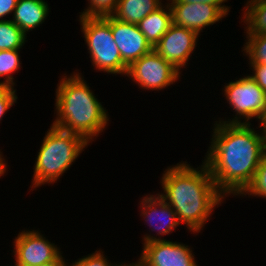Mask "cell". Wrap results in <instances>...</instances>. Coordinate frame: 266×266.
I'll return each mask as SVG.
<instances>
[{
    "mask_svg": "<svg viewBox=\"0 0 266 266\" xmlns=\"http://www.w3.org/2000/svg\"><path fill=\"white\" fill-rule=\"evenodd\" d=\"M213 127L211 145L203 161L215 186L225 197L241 196L251 184L266 153L262 126L259 123L261 128L258 133L251 128V123L215 121Z\"/></svg>",
    "mask_w": 266,
    "mask_h": 266,
    "instance_id": "1",
    "label": "cell"
},
{
    "mask_svg": "<svg viewBox=\"0 0 266 266\" xmlns=\"http://www.w3.org/2000/svg\"><path fill=\"white\" fill-rule=\"evenodd\" d=\"M198 168L186 161L167 167L160 180L163 193H157L176 212L179 222L186 224L193 234L203 230L225 197L215 186L206 163L202 161Z\"/></svg>",
    "mask_w": 266,
    "mask_h": 266,
    "instance_id": "2",
    "label": "cell"
},
{
    "mask_svg": "<svg viewBox=\"0 0 266 266\" xmlns=\"http://www.w3.org/2000/svg\"><path fill=\"white\" fill-rule=\"evenodd\" d=\"M81 74L77 71L62 76L57 84L56 117L51 125L92 143L109 125V116Z\"/></svg>",
    "mask_w": 266,
    "mask_h": 266,
    "instance_id": "3",
    "label": "cell"
},
{
    "mask_svg": "<svg viewBox=\"0 0 266 266\" xmlns=\"http://www.w3.org/2000/svg\"><path fill=\"white\" fill-rule=\"evenodd\" d=\"M88 145L80 135L51 125L37 154L30 188L56 183Z\"/></svg>",
    "mask_w": 266,
    "mask_h": 266,
    "instance_id": "4",
    "label": "cell"
},
{
    "mask_svg": "<svg viewBox=\"0 0 266 266\" xmlns=\"http://www.w3.org/2000/svg\"><path fill=\"white\" fill-rule=\"evenodd\" d=\"M81 32L87 44L90 61L96 70L126 75L128 66L122 61L111 32V16L79 17Z\"/></svg>",
    "mask_w": 266,
    "mask_h": 266,
    "instance_id": "5",
    "label": "cell"
},
{
    "mask_svg": "<svg viewBox=\"0 0 266 266\" xmlns=\"http://www.w3.org/2000/svg\"><path fill=\"white\" fill-rule=\"evenodd\" d=\"M224 95L234 112V118H225L218 122L250 124V120L257 118L260 124L266 118V93L255 80L248 75L224 85ZM243 121H242V120Z\"/></svg>",
    "mask_w": 266,
    "mask_h": 266,
    "instance_id": "6",
    "label": "cell"
},
{
    "mask_svg": "<svg viewBox=\"0 0 266 266\" xmlns=\"http://www.w3.org/2000/svg\"><path fill=\"white\" fill-rule=\"evenodd\" d=\"M181 72L167 62L154 49L132 62L125 76L143 90L159 91L180 79Z\"/></svg>",
    "mask_w": 266,
    "mask_h": 266,
    "instance_id": "7",
    "label": "cell"
},
{
    "mask_svg": "<svg viewBox=\"0 0 266 266\" xmlns=\"http://www.w3.org/2000/svg\"><path fill=\"white\" fill-rule=\"evenodd\" d=\"M14 258L18 266H37L46 263H65L60 248L46 239L41 231L23 230L14 239Z\"/></svg>",
    "mask_w": 266,
    "mask_h": 266,
    "instance_id": "8",
    "label": "cell"
},
{
    "mask_svg": "<svg viewBox=\"0 0 266 266\" xmlns=\"http://www.w3.org/2000/svg\"><path fill=\"white\" fill-rule=\"evenodd\" d=\"M198 37L196 32L172 24L153 49L180 71L192 57Z\"/></svg>",
    "mask_w": 266,
    "mask_h": 266,
    "instance_id": "9",
    "label": "cell"
},
{
    "mask_svg": "<svg viewBox=\"0 0 266 266\" xmlns=\"http://www.w3.org/2000/svg\"><path fill=\"white\" fill-rule=\"evenodd\" d=\"M140 266H199L192 249L183 243L169 240L153 241L142 246Z\"/></svg>",
    "mask_w": 266,
    "mask_h": 266,
    "instance_id": "10",
    "label": "cell"
},
{
    "mask_svg": "<svg viewBox=\"0 0 266 266\" xmlns=\"http://www.w3.org/2000/svg\"><path fill=\"white\" fill-rule=\"evenodd\" d=\"M148 195H145L140 201V216L144 218L147 224L150 223L148 225L149 229H151V232L155 231L157 235L146 233L142 244L166 240L164 238L161 239V236L169 235L180 225L176 212L164 199L158 194Z\"/></svg>",
    "mask_w": 266,
    "mask_h": 266,
    "instance_id": "11",
    "label": "cell"
},
{
    "mask_svg": "<svg viewBox=\"0 0 266 266\" xmlns=\"http://www.w3.org/2000/svg\"><path fill=\"white\" fill-rule=\"evenodd\" d=\"M173 24L190 29L200 35L205 27L226 17L209 3H169Z\"/></svg>",
    "mask_w": 266,
    "mask_h": 266,
    "instance_id": "12",
    "label": "cell"
},
{
    "mask_svg": "<svg viewBox=\"0 0 266 266\" xmlns=\"http://www.w3.org/2000/svg\"><path fill=\"white\" fill-rule=\"evenodd\" d=\"M111 32L127 66L153 50L137 24L125 23L111 16Z\"/></svg>",
    "mask_w": 266,
    "mask_h": 266,
    "instance_id": "13",
    "label": "cell"
},
{
    "mask_svg": "<svg viewBox=\"0 0 266 266\" xmlns=\"http://www.w3.org/2000/svg\"><path fill=\"white\" fill-rule=\"evenodd\" d=\"M49 11L45 0H18L11 21L27 35L30 30L44 23Z\"/></svg>",
    "mask_w": 266,
    "mask_h": 266,
    "instance_id": "14",
    "label": "cell"
},
{
    "mask_svg": "<svg viewBox=\"0 0 266 266\" xmlns=\"http://www.w3.org/2000/svg\"><path fill=\"white\" fill-rule=\"evenodd\" d=\"M165 4V6L162 4L137 24L153 48L173 24L169 2Z\"/></svg>",
    "mask_w": 266,
    "mask_h": 266,
    "instance_id": "15",
    "label": "cell"
},
{
    "mask_svg": "<svg viewBox=\"0 0 266 266\" xmlns=\"http://www.w3.org/2000/svg\"><path fill=\"white\" fill-rule=\"evenodd\" d=\"M162 4V0H119L111 16L125 23L138 24Z\"/></svg>",
    "mask_w": 266,
    "mask_h": 266,
    "instance_id": "16",
    "label": "cell"
},
{
    "mask_svg": "<svg viewBox=\"0 0 266 266\" xmlns=\"http://www.w3.org/2000/svg\"><path fill=\"white\" fill-rule=\"evenodd\" d=\"M245 5L241 18L247 25L244 33L266 34V0H248Z\"/></svg>",
    "mask_w": 266,
    "mask_h": 266,
    "instance_id": "17",
    "label": "cell"
},
{
    "mask_svg": "<svg viewBox=\"0 0 266 266\" xmlns=\"http://www.w3.org/2000/svg\"><path fill=\"white\" fill-rule=\"evenodd\" d=\"M27 35L9 20H0V50H20L27 41Z\"/></svg>",
    "mask_w": 266,
    "mask_h": 266,
    "instance_id": "18",
    "label": "cell"
},
{
    "mask_svg": "<svg viewBox=\"0 0 266 266\" xmlns=\"http://www.w3.org/2000/svg\"><path fill=\"white\" fill-rule=\"evenodd\" d=\"M20 50H0V85L15 86L13 74L21 69Z\"/></svg>",
    "mask_w": 266,
    "mask_h": 266,
    "instance_id": "19",
    "label": "cell"
},
{
    "mask_svg": "<svg viewBox=\"0 0 266 266\" xmlns=\"http://www.w3.org/2000/svg\"><path fill=\"white\" fill-rule=\"evenodd\" d=\"M246 38L242 49L249 58V64L266 65V34H246Z\"/></svg>",
    "mask_w": 266,
    "mask_h": 266,
    "instance_id": "20",
    "label": "cell"
},
{
    "mask_svg": "<svg viewBox=\"0 0 266 266\" xmlns=\"http://www.w3.org/2000/svg\"><path fill=\"white\" fill-rule=\"evenodd\" d=\"M241 195V197L250 195L266 199V153L262 157L251 184Z\"/></svg>",
    "mask_w": 266,
    "mask_h": 266,
    "instance_id": "21",
    "label": "cell"
},
{
    "mask_svg": "<svg viewBox=\"0 0 266 266\" xmlns=\"http://www.w3.org/2000/svg\"><path fill=\"white\" fill-rule=\"evenodd\" d=\"M119 0H88V7L81 12L79 17H106L111 16Z\"/></svg>",
    "mask_w": 266,
    "mask_h": 266,
    "instance_id": "22",
    "label": "cell"
},
{
    "mask_svg": "<svg viewBox=\"0 0 266 266\" xmlns=\"http://www.w3.org/2000/svg\"><path fill=\"white\" fill-rule=\"evenodd\" d=\"M104 251L102 250L95 251L92 254L86 255V257L79 258L77 261L72 264L65 262V266H120L121 264H113L111 261L107 260V256H104Z\"/></svg>",
    "mask_w": 266,
    "mask_h": 266,
    "instance_id": "23",
    "label": "cell"
},
{
    "mask_svg": "<svg viewBox=\"0 0 266 266\" xmlns=\"http://www.w3.org/2000/svg\"><path fill=\"white\" fill-rule=\"evenodd\" d=\"M16 89L12 86L0 85V121L9 111L10 107L17 102Z\"/></svg>",
    "mask_w": 266,
    "mask_h": 266,
    "instance_id": "24",
    "label": "cell"
},
{
    "mask_svg": "<svg viewBox=\"0 0 266 266\" xmlns=\"http://www.w3.org/2000/svg\"><path fill=\"white\" fill-rule=\"evenodd\" d=\"M252 74L250 75L258 86L266 93V65L265 64H250Z\"/></svg>",
    "mask_w": 266,
    "mask_h": 266,
    "instance_id": "25",
    "label": "cell"
},
{
    "mask_svg": "<svg viewBox=\"0 0 266 266\" xmlns=\"http://www.w3.org/2000/svg\"><path fill=\"white\" fill-rule=\"evenodd\" d=\"M170 3H209L216 6L225 16L230 12V7L224 5L227 0H167Z\"/></svg>",
    "mask_w": 266,
    "mask_h": 266,
    "instance_id": "26",
    "label": "cell"
},
{
    "mask_svg": "<svg viewBox=\"0 0 266 266\" xmlns=\"http://www.w3.org/2000/svg\"><path fill=\"white\" fill-rule=\"evenodd\" d=\"M18 0H0V20H6L8 15H13ZM7 16V17H6Z\"/></svg>",
    "mask_w": 266,
    "mask_h": 266,
    "instance_id": "27",
    "label": "cell"
},
{
    "mask_svg": "<svg viewBox=\"0 0 266 266\" xmlns=\"http://www.w3.org/2000/svg\"><path fill=\"white\" fill-rule=\"evenodd\" d=\"M3 153L0 151V165L7 171V163L6 159L2 155Z\"/></svg>",
    "mask_w": 266,
    "mask_h": 266,
    "instance_id": "28",
    "label": "cell"
},
{
    "mask_svg": "<svg viewBox=\"0 0 266 266\" xmlns=\"http://www.w3.org/2000/svg\"><path fill=\"white\" fill-rule=\"evenodd\" d=\"M37 266H65V263H46V264H40Z\"/></svg>",
    "mask_w": 266,
    "mask_h": 266,
    "instance_id": "29",
    "label": "cell"
},
{
    "mask_svg": "<svg viewBox=\"0 0 266 266\" xmlns=\"http://www.w3.org/2000/svg\"><path fill=\"white\" fill-rule=\"evenodd\" d=\"M263 132H264V137H265V147H266V118L262 121L261 123Z\"/></svg>",
    "mask_w": 266,
    "mask_h": 266,
    "instance_id": "30",
    "label": "cell"
},
{
    "mask_svg": "<svg viewBox=\"0 0 266 266\" xmlns=\"http://www.w3.org/2000/svg\"><path fill=\"white\" fill-rule=\"evenodd\" d=\"M120 266H140L137 262H132V263H128V264H125V263H123V264H121Z\"/></svg>",
    "mask_w": 266,
    "mask_h": 266,
    "instance_id": "31",
    "label": "cell"
},
{
    "mask_svg": "<svg viewBox=\"0 0 266 266\" xmlns=\"http://www.w3.org/2000/svg\"><path fill=\"white\" fill-rule=\"evenodd\" d=\"M6 173V170L0 165V177Z\"/></svg>",
    "mask_w": 266,
    "mask_h": 266,
    "instance_id": "32",
    "label": "cell"
}]
</instances>
